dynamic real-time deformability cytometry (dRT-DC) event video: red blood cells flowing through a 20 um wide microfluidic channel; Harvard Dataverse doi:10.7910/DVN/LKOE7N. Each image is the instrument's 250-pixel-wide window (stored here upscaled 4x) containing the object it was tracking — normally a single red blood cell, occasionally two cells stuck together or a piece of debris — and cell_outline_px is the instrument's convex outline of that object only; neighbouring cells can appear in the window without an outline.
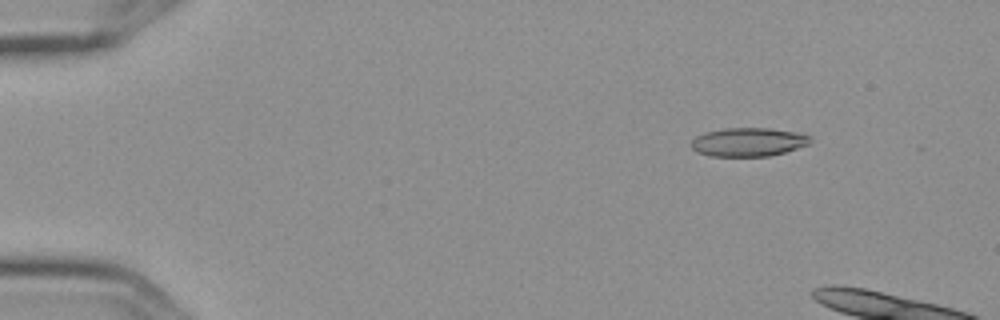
{"species": "Egyptian fruit bat (a non-hibernating species)", "species_latin": "Rousettus aegyptiacus", "temperature_condition": "cold", "stored_images_in_passage": 4, "camera_frame_rate_fps": 3000, "um_per_image_px": 0.085, "frame": {"image": 1, "passage_image": 1, "time_ms": 0.0, "image_size_px": [1000, 320], "cell_outline_px": [[812, 140], [808, 144], [784, 152], [768, 156], [712, 156], [696, 152], [692, 148], [692, 140], [696, 136], [704, 132], [724, 128], [768, 128], [792, 132], [812, 136]], "centroid_in_image_um": [63.57, 12.07], "position_along_channel_um": 21.4, "area_um2": 19.71}}